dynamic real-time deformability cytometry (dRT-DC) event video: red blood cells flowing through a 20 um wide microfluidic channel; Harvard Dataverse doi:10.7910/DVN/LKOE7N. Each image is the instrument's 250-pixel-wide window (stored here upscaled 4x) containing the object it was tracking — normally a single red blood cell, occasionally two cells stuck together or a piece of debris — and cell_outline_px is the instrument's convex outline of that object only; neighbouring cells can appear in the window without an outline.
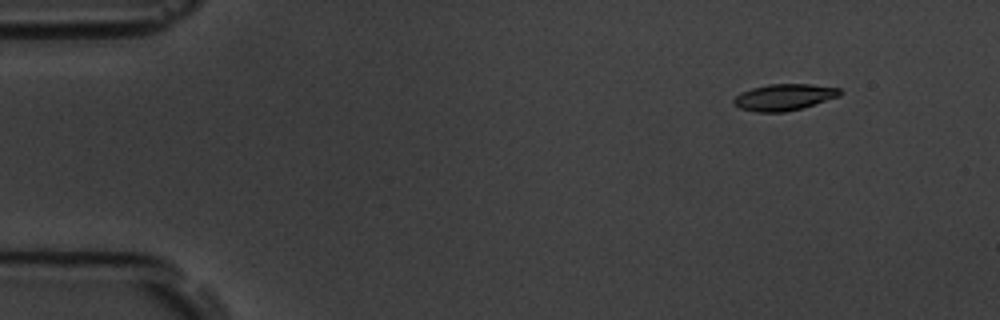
{"species": "common noctule bat (a hibernating species)", "species_latin": "Nyctalus noctula", "temperature_condition": "room temperature", "stored_images_in_passage": 5, "camera_frame_rate_fps": 3000, "um_per_image_px": 0.085, "animal": {"sex": "male", "body_mass_g": 19.5, "forearm_length_mm": 54.6}, "frame": {"image": 1, "passage_image": 2, "time_ms": 1.0, "image_size_px": [1000, 320], "cell_outline_px": [[844, 92], [840, 96], [800, 108], [784, 112], [756, 112], [740, 108], [732, 104], [732, 100], [740, 92], [752, 88], [768, 84], [812, 84], [840, 88]], "centroid_in_image_um": [66.63, 8.25], "position_along_channel_um": 18.4, "area_um2": 16.42}}